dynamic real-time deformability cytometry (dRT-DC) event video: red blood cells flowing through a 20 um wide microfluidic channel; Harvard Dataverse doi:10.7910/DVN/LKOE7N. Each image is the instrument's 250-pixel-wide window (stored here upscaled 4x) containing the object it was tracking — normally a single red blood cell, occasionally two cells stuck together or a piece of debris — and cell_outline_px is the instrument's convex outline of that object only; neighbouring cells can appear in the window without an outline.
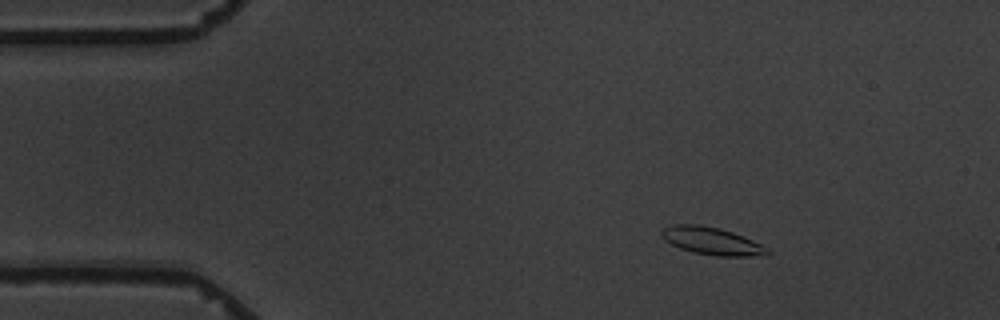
{"species": "common noctule bat (a hibernating species)", "species_latin": "Nyctalus noctula", "temperature_condition": "warm", "stored_images_in_passage": 5, "camera_frame_rate_fps": 3000, "um_per_image_px": 0.085, "animal": {"sex": "male", "body_mass_g": 19.5, "forearm_length_mm": 54.6}, "frame": {"image": 1, "passage_image": 2, "time_ms": 1.0, "image_size_px": [1000, 320], "cell_outline_px": [[772, 252], [764, 256], [716, 256], [692, 252], [680, 248], [664, 240], [660, 236], [660, 232], [664, 228], [672, 224], [700, 224], [720, 228], [732, 232], [752, 240], [768, 248]], "centroid_in_image_um": [60.49, 20.48], "position_along_channel_um": 24.5, "area_um2": 17.11}}